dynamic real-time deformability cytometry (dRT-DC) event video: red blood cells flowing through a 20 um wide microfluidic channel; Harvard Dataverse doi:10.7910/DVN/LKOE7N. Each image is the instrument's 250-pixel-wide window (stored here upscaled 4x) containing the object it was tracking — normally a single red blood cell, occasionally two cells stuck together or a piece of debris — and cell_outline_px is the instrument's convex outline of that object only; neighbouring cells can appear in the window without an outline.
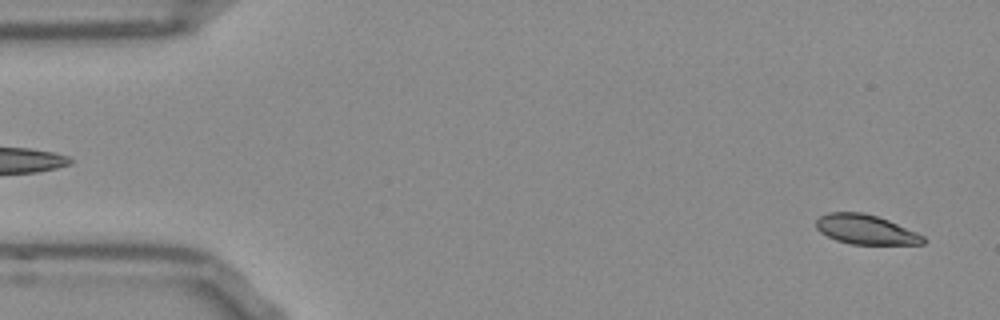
{"species": "Egyptian fruit bat (a non-hibernating species)", "species_latin": "Rousettus aegyptiacus", "temperature_condition": "room temperature", "stored_images_in_passage": 52, "camera_frame_rate_fps": 3000, "um_per_image_px": 0.085, "frame": {"image": 1, "passage_image": 2, "time_ms": 0.333, "image_size_px": [1000, 320], "cell_outline_px": [[928, 240], [924, 244], [852, 244], [836, 240], [820, 232], [816, 228], [816, 220], [820, 216], [828, 212], [864, 212], [888, 220], [916, 232], [924, 236]], "centroid_in_image_um": [73.59, 19.51], "position_along_channel_um": 11.4, "area_um2": 18.44}}
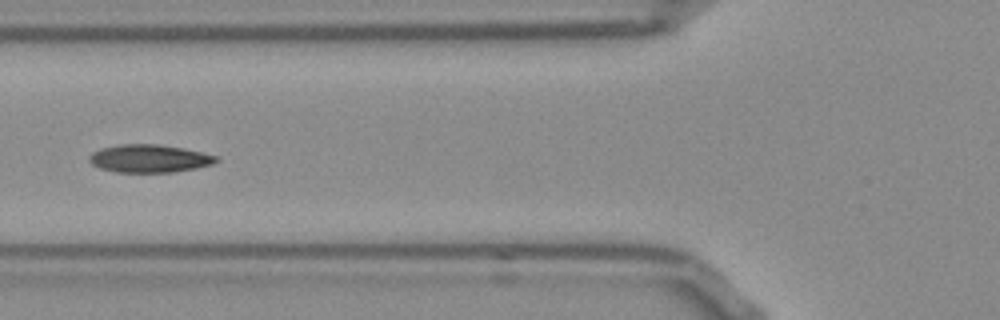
{"frame": {"image": 2, "passage_image": 19, "time_ms": 6.0, "image_size_px": [1000, 320], "cell_outline_px": [[220, 160], [212, 164], [196, 168], [172, 172], [116, 172], [100, 168], [92, 164], [88, 160], [88, 156], [92, 152], [100, 148], [120, 144], [156, 144], [184, 148], [220, 156]], "centroid_in_image_um": [12.7, 13.47], "position_along_channel_um": 113.1, "area_um2": 20.81}}
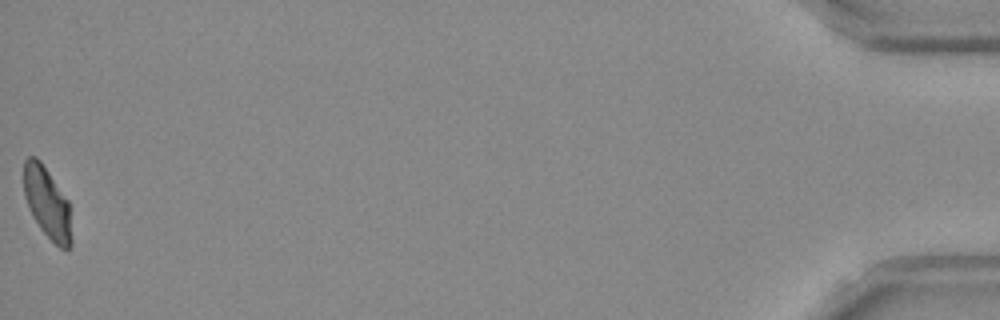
{"frame": {"image": 3, "passage_image": 52, "time_ms": 17.0, "image_size_px": [1000, 320], "cell_outline_px": [[72, 244], [68, 248], [60, 248], [40, 228], [32, 216], [28, 208], [24, 196], [24, 160], [28, 156], [36, 156], [40, 160], [68, 200], [72, 240]], "centroid_in_image_um": [3.99, 17.22], "position_along_channel_um": 431.2, "area_um2": 19.71}, "authors_computed_cell_mechanics": {"area_um2": 20.3167, "velocity_mm_per_s": 3.8394, "shape_relaxation_time_tau1_ms": 6.4469, "shape_relaxation_time_tau2_ms": 2.2158, "deformation_change_tau1": 0.1548, "deformation_change_tau2": 0.0586}}